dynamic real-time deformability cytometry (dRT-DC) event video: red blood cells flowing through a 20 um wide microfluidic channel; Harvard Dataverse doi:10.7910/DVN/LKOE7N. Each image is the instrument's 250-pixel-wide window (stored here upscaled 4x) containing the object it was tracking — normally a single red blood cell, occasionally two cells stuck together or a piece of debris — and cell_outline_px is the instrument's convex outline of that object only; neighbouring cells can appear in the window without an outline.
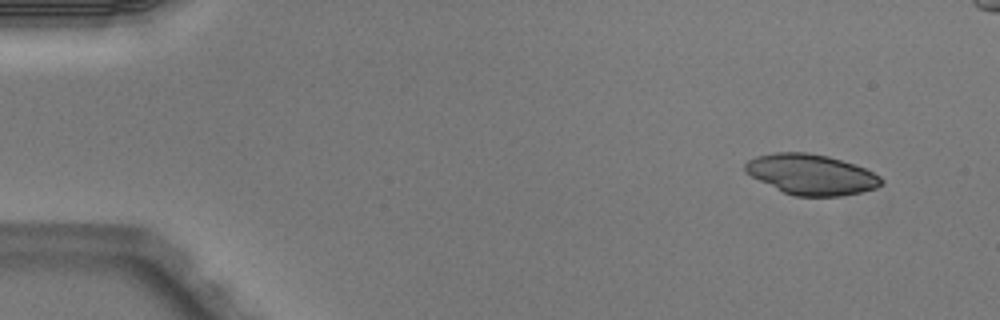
{"species": "Egyptian fruit bat (a non-hibernating species)", "species_latin": "Rousettus aegyptiacus", "temperature_condition": "warm", "stored_images_in_passage": 5, "camera_frame_rate_fps": 3000, "um_per_image_px": 0.085, "animal": {"sex": "male"}, "frame": {"image": 1, "passage_image": 1, "time_ms": 0.0, "image_size_px": [1000, 320], "cell_outline_px": [[884, 180], [876, 188], [860, 192], [840, 196], [792, 196], [744, 172], [744, 164], [748, 160], [756, 156], [776, 152], [808, 152], [828, 156], [864, 168], [880, 176]], "centroid_in_image_um": [68.93, 14.82], "position_along_channel_um": 16.1, "area_um2": 31.79}}